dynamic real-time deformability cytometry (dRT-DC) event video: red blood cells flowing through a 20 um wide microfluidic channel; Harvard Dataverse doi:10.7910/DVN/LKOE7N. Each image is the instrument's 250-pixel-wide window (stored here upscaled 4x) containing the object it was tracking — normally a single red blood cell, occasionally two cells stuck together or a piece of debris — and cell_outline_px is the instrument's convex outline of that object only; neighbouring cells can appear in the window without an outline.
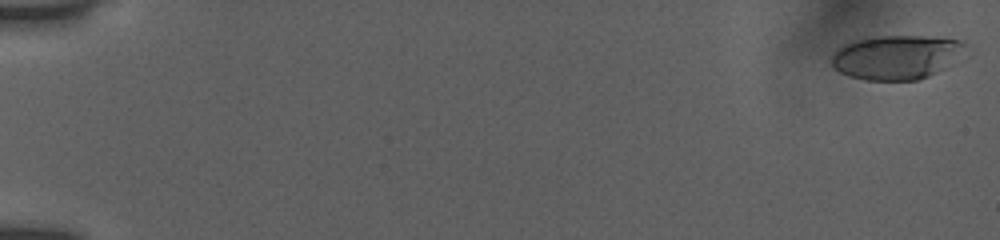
{"species": "human", "species_latin": "Homo sapiens", "temperature_condition": "room temperature", "stored_images_in_passage": 54, "camera_frame_rate_fps": 3000, "um_per_image_px": 0.085, "donor": {"sex": "female"}, "frame": {"image": 1, "passage_image": 1, "time_ms": 0.0, "image_size_px": [1000, 240], "cell_outline_px": [[964, 48], [944, 68], [928, 76], [916, 80], [864, 80], [848, 76], [840, 72], [832, 64], [832, 56], [844, 44], [856, 40], [876, 36], [924, 36], [964, 40]], "centroid_in_image_um": [76.15, 4.86], "position_along_channel_um": 8.9, "area_um2": 33.81}}
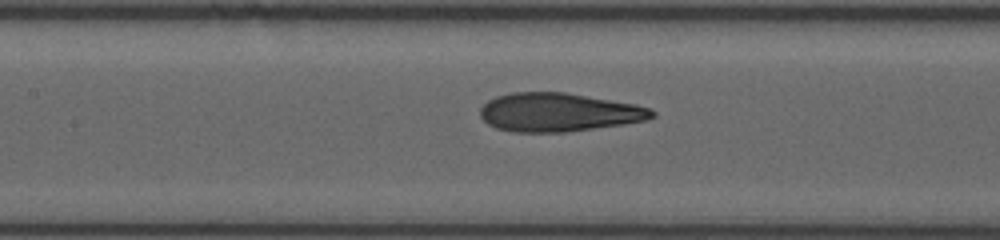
{"frame": {"image": 2, "passage_image": 27, "time_ms": 8.667, "image_size_px": [1000, 240], "cell_outline_px": [[656, 116], [648, 120], [624, 124], [564, 132], [512, 132], [496, 128], [488, 124], [480, 116], [480, 108], [488, 100], [496, 96], [512, 92], [564, 92], [636, 104], [652, 108], [656, 112]], "centroid_in_image_um": [47.5, 9.54], "position_along_channel_um": 159.9, "area_um2": 38.78}}
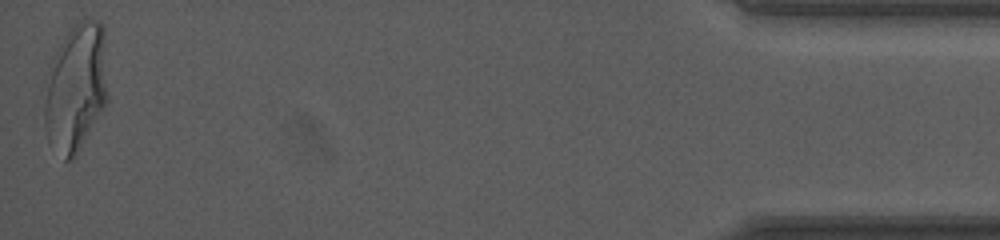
{"frame": {"image": 3, "passage_image": 54, "time_ms": 17.667, "image_size_px": [1000, 240], "cell_outline_px": [[108, 104], [76, 152], [68, 160], [64, 160], [44, 128], [44, 100], [52, 56], [72, 24], [80, 20], [100, 20], [104, 24], [108, 96]], "centroid_in_image_um": [6.49, 7.35], "position_along_channel_um": 428.7, "area_um2": 47.22}, "authors_computed_cell_mechanics": {"area_um2": 38.5526, "velocity_mm_per_s": 3.8897, "shape_relaxation_time_tau1_ms": 9.517, "shape_relaxation_time_tau2_ms": 1.115, "deformation_change_tau1": 0.3109, "deformation_change_tau2": 0.0984}}